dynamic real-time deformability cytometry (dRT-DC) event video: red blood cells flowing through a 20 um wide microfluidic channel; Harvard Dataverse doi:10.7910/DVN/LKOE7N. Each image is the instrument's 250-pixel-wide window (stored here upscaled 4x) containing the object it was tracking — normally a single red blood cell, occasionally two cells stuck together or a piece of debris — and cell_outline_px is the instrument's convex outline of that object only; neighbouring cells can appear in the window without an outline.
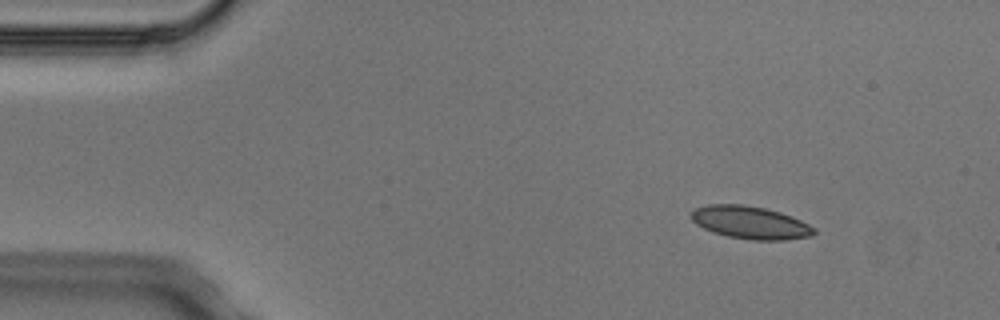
{"species": "Egyptian fruit bat (a non-hibernating species)", "species_latin": "Rousettus aegyptiacus", "temperature_condition": "cold", "stored_images_in_passage": 4, "camera_frame_rate_fps": 3000, "um_per_image_px": 0.085, "animal": {"sex": "male"}, "frame": {"image": 1, "passage_image": 1, "time_ms": 0.0, "image_size_px": [1000, 320], "cell_outline_px": [[816, 232], [812, 236], [784, 240], [752, 240], [728, 236], [712, 232], [696, 224], [692, 220], [688, 212], [696, 208], [708, 204], [740, 204], [764, 208], [780, 212], [792, 216], [816, 228]], "centroid_in_image_um": [63.76, 18.91], "position_along_channel_um": 21.2, "area_um2": 23.52}}
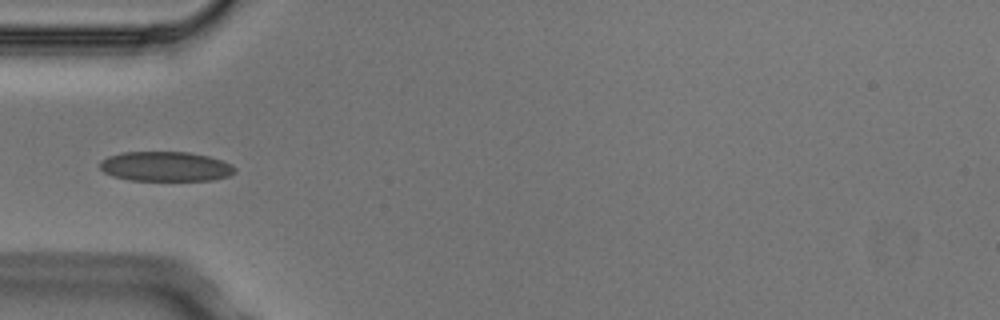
{"frame": {"image": 2, "passage_image": 4, "time_ms": 1.0, "image_size_px": [1000, 320], "cell_outline_px": [[236, 172], [228, 176], [212, 180], [128, 180], [112, 176], [104, 172], [100, 168], [100, 160], [108, 156], [124, 152], [188, 152], [208, 156], [232, 164], [236, 168]], "centroid_in_image_um": [14.06, 14.15], "position_along_channel_um": 70.9, "area_um2": 23.41}}